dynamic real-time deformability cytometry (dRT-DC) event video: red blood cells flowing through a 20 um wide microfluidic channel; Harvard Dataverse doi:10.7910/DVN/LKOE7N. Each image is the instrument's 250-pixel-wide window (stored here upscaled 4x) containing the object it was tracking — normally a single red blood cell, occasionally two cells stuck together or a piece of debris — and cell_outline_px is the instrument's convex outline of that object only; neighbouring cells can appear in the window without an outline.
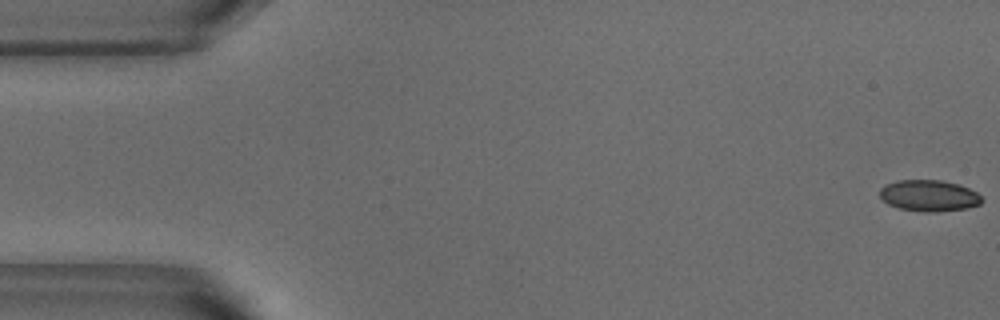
{"species": "common noctule bat (a hibernating species)", "species_latin": "Nyctalus noctula", "temperature_condition": "warm", "stored_images_in_passage": 53, "camera_frame_rate_fps": 3000, "um_per_image_px": 0.085, "animal": {"sex": "male", "body_mass_g": 18.8}, "frame": {"image": 1, "passage_image": 1, "time_ms": 0.0, "image_size_px": [1000, 320], "cell_outline_px": [[984, 200], [980, 204], [968, 208], [936, 212], [924, 212], [900, 208], [888, 204], [880, 196], [880, 188], [884, 184], [896, 180], [940, 180], [960, 184], [976, 192]], "centroid_in_image_um": [78.97, 16.62], "position_along_channel_um": 6.0, "area_um2": 18.73}}
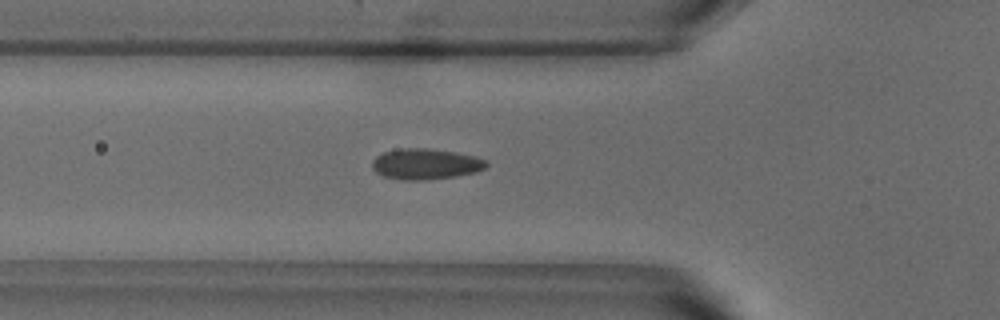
{"frame": {"image": 2, "passage_image": 18, "time_ms": 5.667, "image_size_px": [1000, 320], "cell_outline_px": [[488, 164], [484, 168], [476, 172], [456, 176], [424, 180], [404, 180], [384, 176], [376, 172], [372, 168], [372, 160], [376, 156], [384, 152], [400, 148], [428, 148], [456, 152], [476, 156], [484, 160]], "centroid_in_image_um": [36.16, 13.93], "position_along_channel_um": 89.6, "area_um2": 20.46}}
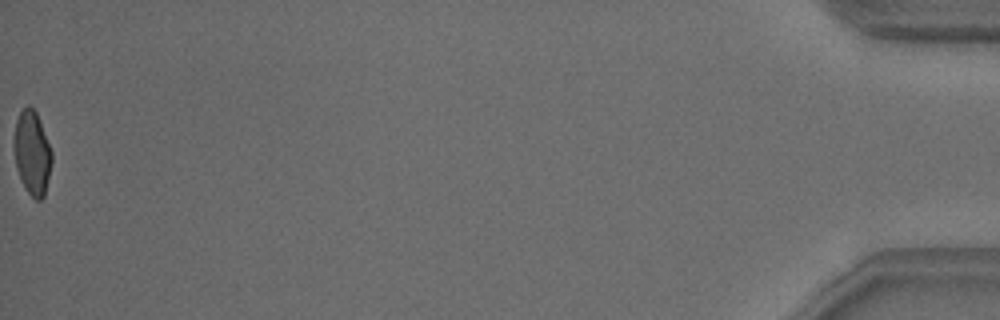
{"frame": {"image": 3, "passage_image": 53, "time_ms": 17.333, "image_size_px": [1000, 320], "cell_outline_px": [[52, 160], [44, 196], [40, 200], [36, 200], [24, 188], [20, 180], [16, 168], [12, 144], [12, 140], [16, 120], [20, 112], [28, 104], [36, 112], [52, 152]], "centroid_in_image_um": [2.69, 13.0], "position_along_channel_um": 432.5, "area_um2": 18.61}, "authors_computed_cell_mechanics": {"area_um2": 19.363, "velocity_mm_per_s": 3.8357, "shape_relaxation_time_tau1_ms": 5.1275, "shape_relaxation_time_tau2_ms": null, "deformation_change_tau1": 0.1413, "deformation_change_tau2": null}}